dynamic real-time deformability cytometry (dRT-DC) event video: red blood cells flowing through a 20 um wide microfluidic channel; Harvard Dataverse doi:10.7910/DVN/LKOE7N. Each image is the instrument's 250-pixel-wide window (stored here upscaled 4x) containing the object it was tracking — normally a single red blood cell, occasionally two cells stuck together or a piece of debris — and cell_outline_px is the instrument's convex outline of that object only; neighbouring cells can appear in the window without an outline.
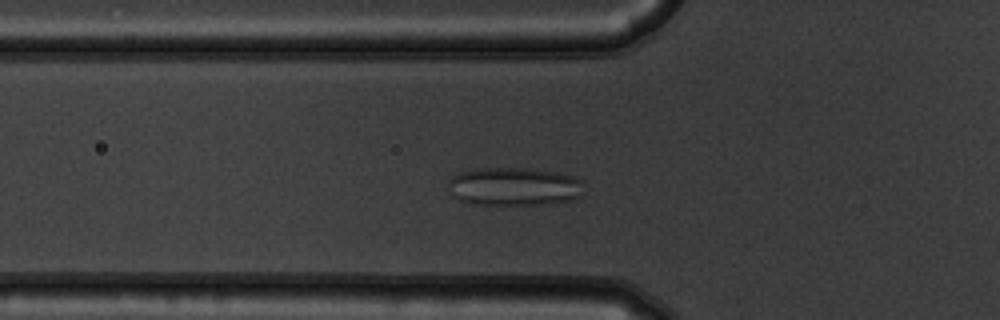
{"species": "common noctule bat (a hibernating species)", "species_latin": "Nyctalus noctula", "temperature_condition": "warm", "stored_images_in_passage": 50, "camera_frame_rate_fps": 3000, "um_per_image_px": 0.085, "animal": {"sex": "male", "body_mass_g": 19.5, "forearm_length_mm": 54.6}, "frame": {"image": 1, "passage_image": 15, "time_ms": 4.667, "image_size_px": [1000, 320], "cell_outline_px": [[580, 196], [572, 200], [540, 204], [472, 204], [460, 200], [452, 196], [444, 188], [448, 180], [452, 176], [460, 172], [476, 168], [524, 168], [556, 172], [572, 176], [580, 180]], "centroid_in_image_um": [43.57, 15.85], "position_along_channel_um": 82.2, "area_um2": 30.29}}
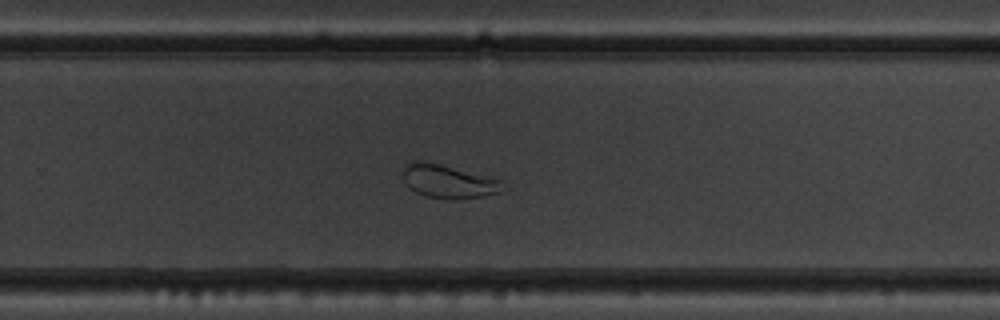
{"frame": {"image": 2, "passage_image": 32, "time_ms": 10.333, "image_size_px": [1000, 320], "cell_outline_px": [[508, 188], [500, 192], [484, 196], [456, 200], [452, 200], [424, 196], [408, 188], [400, 172], [404, 164], [412, 160], [420, 160], [440, 164], [504, 180]], "centroid_in_image_um": [38.11, 15.42], "position_along_channel_um": 291.7, "area_um2": 20.17}}
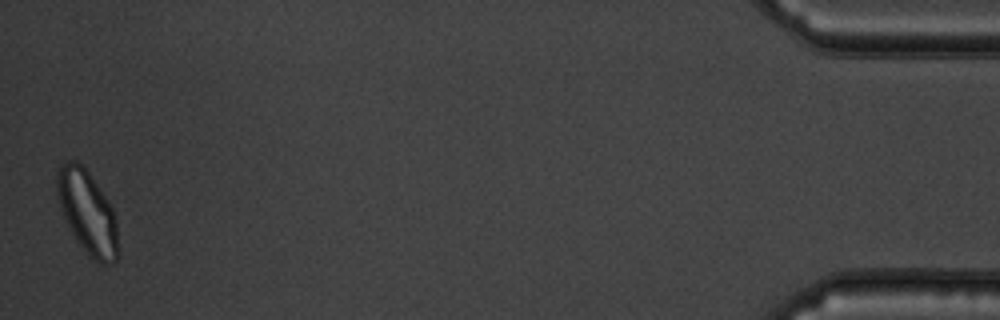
{"frame": {"image": 3, "passage_image": 50, "time_ms": 16.333, "image_size_px": [1000, 320], "cell_outline_px": [[116, 260], [112, 264], [100, 264], [92, 260], [88, 256], [64, 220], [60, 208], [56, 192], [56, 172], [68, 160], [76, 160], [88, 172], [112, 208], [116, 220]], "centroid_in_image_um": [7.39, 18.06], "position_along_channel_um": 427.8, "area_um2": 29.13}}